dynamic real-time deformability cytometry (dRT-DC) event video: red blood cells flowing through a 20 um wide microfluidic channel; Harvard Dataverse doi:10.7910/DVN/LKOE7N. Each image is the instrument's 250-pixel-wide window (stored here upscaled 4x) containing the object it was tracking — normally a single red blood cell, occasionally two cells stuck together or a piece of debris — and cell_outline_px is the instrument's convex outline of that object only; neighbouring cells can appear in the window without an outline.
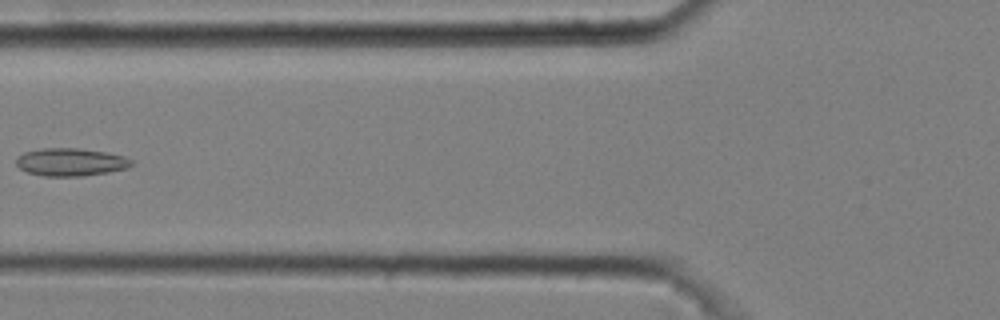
{"species": "common noctule bat (a hibernating species)", "species_latin": "Nyctalus noctula", "temperature_condition": "cold", "stored_images_in_passage": 6, "camera_frame_rate_fps": 3000, "um_per_image_px": 0.085, "animal": {"sex": "male", "body_mass_g": 20.4}, "frame": {"image": 1, "passage_image": 6, "time_ms": 1.667, "image_size_px": [1000, 320], "cell_outline_px": [[132, 164], [128, 168], [108, 172], [80, 176], [44, 176], [28, 172], [20, 168], [16, 164], [16, 160], [24, 152], [44, 148], [80, 148], [108, 152], [124, 156], [132, 160]], "centroid_in_image_um": [6.04, 13.77], "position_along_channel_um": 119.8, "area_um2": 18.61}}